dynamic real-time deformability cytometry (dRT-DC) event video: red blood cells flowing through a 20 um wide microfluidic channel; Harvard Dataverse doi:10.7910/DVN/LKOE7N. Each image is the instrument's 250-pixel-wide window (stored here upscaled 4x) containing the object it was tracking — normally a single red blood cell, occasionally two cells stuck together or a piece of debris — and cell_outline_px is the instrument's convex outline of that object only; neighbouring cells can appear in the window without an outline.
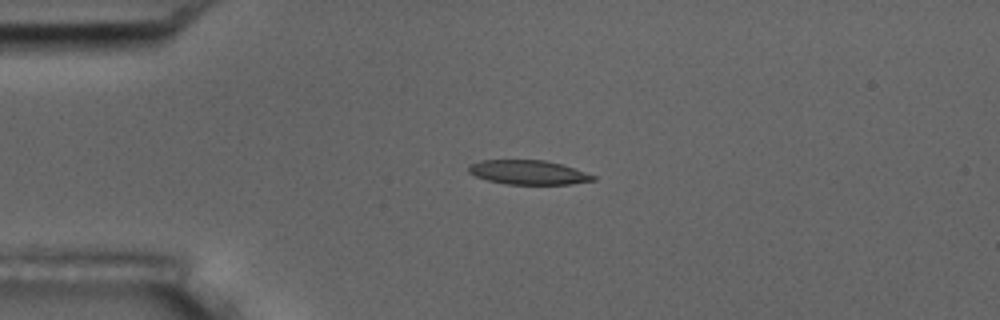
{"species": "common noctule bat (a hibernating species)", "species_latin": "Nyctalus noctula", "temperature_condition": "room temperature", "stored_images_in_passage": 4, "camera_frame_rate_fps": 3000, "um_per_image_px": 0.085, "animal": {"sex": "male", "body_mass_g": 17.5, "forearm_length_mm": 52.3}, "frame": {"image": 1, "passage_image": 3, "time_ms": 3.333, "image_size_px": [1000, 320], "cell_outline_px": [[596, 180], [568, 184], [508, 184], [488, 180], [476, 176], [468, 172], [468, 164], [480, 160], [544, 160], [560, 164], [596, 176]], "centroid_in_image_um": [44.86, 14.64], "position_along_channel_um": 40.1, "area_um2": 17.4}}